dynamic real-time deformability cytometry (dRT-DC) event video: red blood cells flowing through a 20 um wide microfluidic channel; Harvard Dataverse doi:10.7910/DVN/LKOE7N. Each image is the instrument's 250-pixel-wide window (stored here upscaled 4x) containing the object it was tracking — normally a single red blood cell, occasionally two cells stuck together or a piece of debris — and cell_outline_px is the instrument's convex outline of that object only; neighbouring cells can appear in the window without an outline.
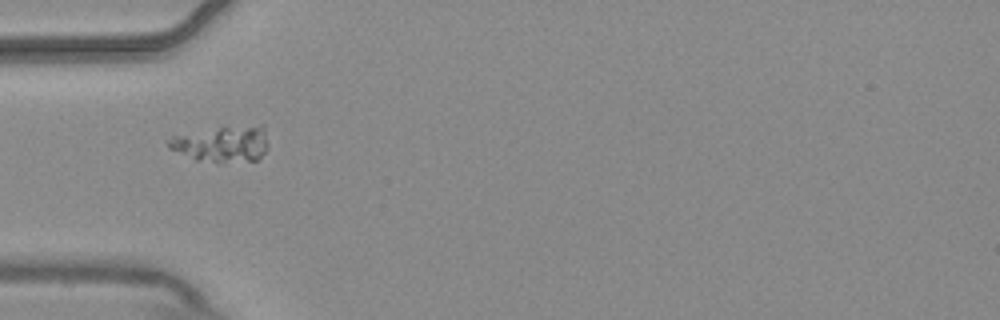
{"species": "common noctule bat (a hibernating species)", "species_latin": "Nyctalus noctula", "temperature_condition": "warm", "stored_images_in_passage": 5, "camera_frame_rate_fps": 3000, "um_per_image_px": 0.085, "animal": {"sex": "male", "body_mass_g": 20.4}, "frame": {"image": 1, "passage_image": 1, "time_ms": 0.0, "image_size_px": [1000, 320], "cell_outline_px": [[268, 148], [256, 160], [224, 164], [220, 164], [196, 160], [168, 148], [168, 140], [172, 136], [220, 128], [260, 124], [264, 124], [268, 144]], "centroid_in_image_um": [18.93, 12.27], "position_along_channel_um": 66.1, "area_um2": 21.15}}
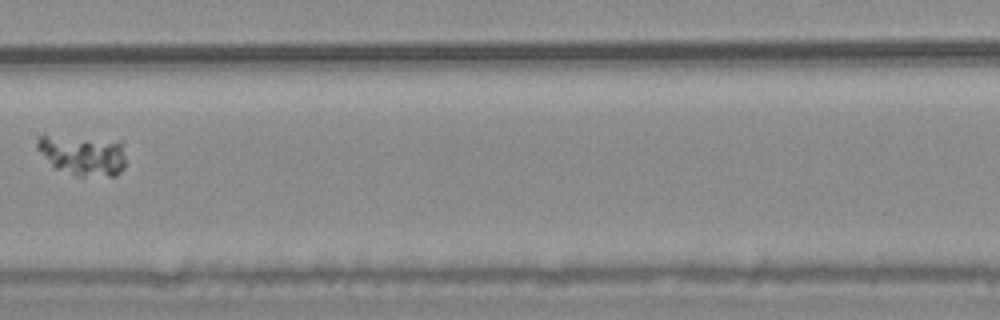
{"frame": {"image": 2, "passage_image": 4, "time_ms": 1.0, "image_size_px": [1000, 320], "cell_outline_px": [[124, 168], [116, 176], [76, 176], [52, 168], [36, 148], [36, 140], [44, 132], [120, 140], [124, 156]], "centroid_in_image_um": [6.95, 13.13], "position_along_channel_um": 200.4, "area_um2": 22.08}}